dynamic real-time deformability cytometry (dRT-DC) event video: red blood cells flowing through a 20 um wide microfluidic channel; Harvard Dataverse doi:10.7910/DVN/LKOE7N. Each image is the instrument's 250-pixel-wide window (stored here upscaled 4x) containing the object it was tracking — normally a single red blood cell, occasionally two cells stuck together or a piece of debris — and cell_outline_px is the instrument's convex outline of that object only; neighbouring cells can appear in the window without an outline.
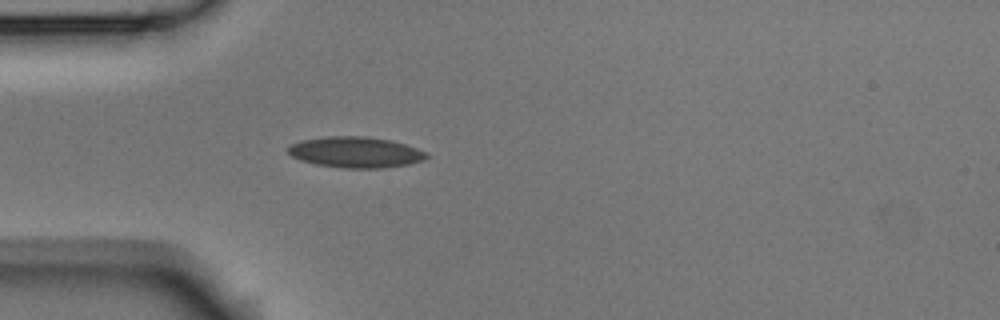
{"species": "Egyptian fruit bat (a non-hibernating species)", "species_latin": "Rousettus aegyptiacus", "temperature_condition": "room temperature", "stored_images_in_passage": 39, "camera_frame_rate_fps": 3000, "um_per_image_px": 0.085, "animal": {"sex": "male"}, "frame": {"image": 1, "passage_image": 1, "time_ms": 0.0, "image_size_px": [1000, 320], "cell_outline_px": [[428, 156], [424, 160], [408, 164], [384, 168], [344, 168], [316, 164], [300, 160], [292, 156], [288, 152], [288, 148], [292, 144], [300, 140], [328, 136], [368, 136], [392, 140], [428, 152]], "centroid_in_image_um": [30.24, 12.93], "position_along_channel_um": 54.8, "area_um2": 24.97}}
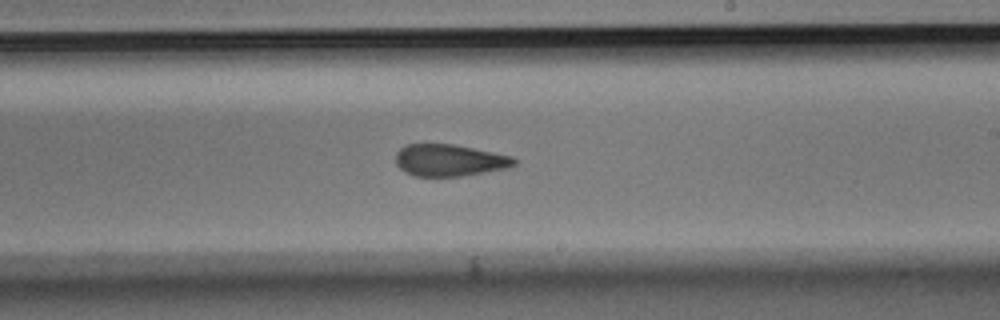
{"frame": {"image": 2, "passage_image": 17, "time_ms": 5.333, "image_size_px": [1000, 320], "cell_outline_px": [[516, 164], [504, 168], [460, 176], [416, 176], [400, 168], [396, 164], [396, 152], [400, 148], [408, 144], [452, 144], [512, 156], [516, 160]], "centroid_in_image_um": [38.17, 13.61], "position_along_channel_um": 250.8, "area_um2": 21.56}}
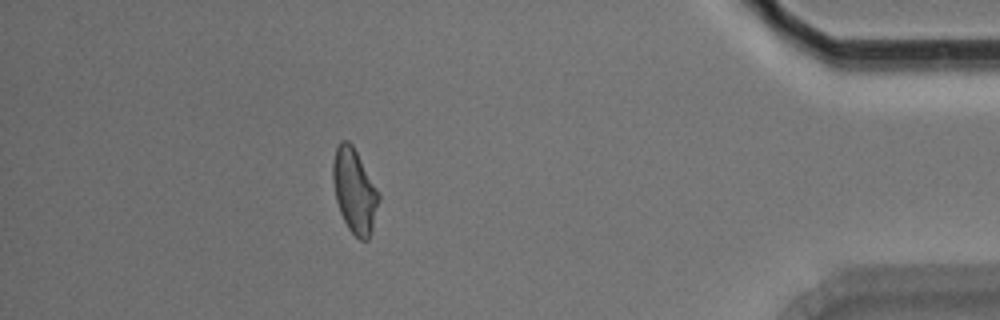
{"frame": {"image": 3, "passage_image": 33, "time_ms": 10.667, "image_size_px": [1000, 320], "cell_outline_px": [[380, 200], [372, 228], [368, 240], [360, 240], [348, 228], [340, 212], [336, 200], [332, 180], [332, 164], [336, 148], [340, 140], [348, 140], [352, 144], [380, 192]], "centroid_in_image_um": [30.13, 16.2], "position_along_channel_um": 405.1, "area_um2": 22.6}, "authors_computed_cell_mechanics": {"area_um2": 22.8888, "velocity_mm_per_s": 3.7676, "shape_relaxation_time_tau1_ms": null, "shape_relaxation_time_tau2_ms": 2.7249, "deformation_change_tau1": null, "deformation_change_tau2": 0.0973}}